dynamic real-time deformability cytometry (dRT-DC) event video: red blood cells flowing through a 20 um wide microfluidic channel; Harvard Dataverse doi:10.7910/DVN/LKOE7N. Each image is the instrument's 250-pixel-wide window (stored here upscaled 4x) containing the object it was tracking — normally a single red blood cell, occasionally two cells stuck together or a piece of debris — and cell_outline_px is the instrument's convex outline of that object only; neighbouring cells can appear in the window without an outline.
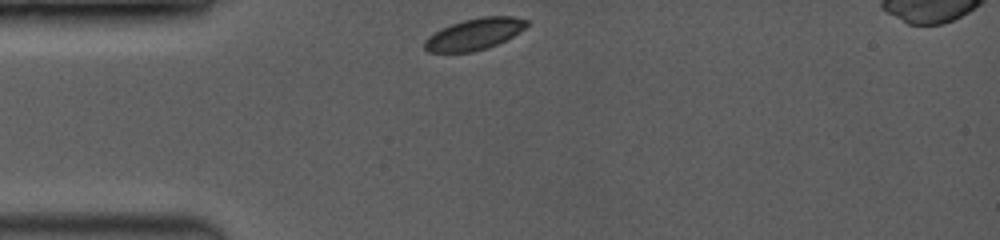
{"species": "common noctule bat (a hibernating species)", "species_latin": "Nyctalus noctula", "temperature_condition": "room temperature", "stored_images_in_passage": 36, "camera_frame_rate_fps": 3500, "um_per_image_px": 0.085, "animal": {"sex": "female", "body_mass_g": 19.0, "forearm_length_mm": 53.3}, "frame": {"image": 1, "passage_image": 1, "time_ms": 0.0, "image_size_px": [1000, 240], "cell_outline_px": [[532, 24], [512, 36], [496, 44], [472, 52], [428, 52], [424, 48], [424, 40], [428, 36], [440, 28], [464, 20], [480, 16], [512, 16], [528, 20]], "centroid_in_image_um": [40.32, 2.88], "position_along_channel_um": 44.7, "area_um2": 18.73}}
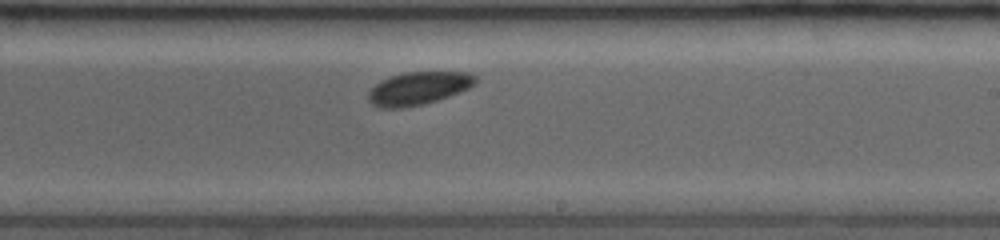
{"frame": {"image": 2, "passage_image": 21, "time_ms": 5.714, "image_size_px": [1000, 240], "cell_outline_px": [[476, 84], [468, 88], [448, 96], [424, 104], [400, 108], [380, 108], [372, 104], [368, 100], [368, 92], [380, 80], [404, 72], [468, 72], [476, 76]], "centroid_in_image_um": [35.55, 7.5], "position_along_channel_um": 253.5, "area_um2": 20.46}}
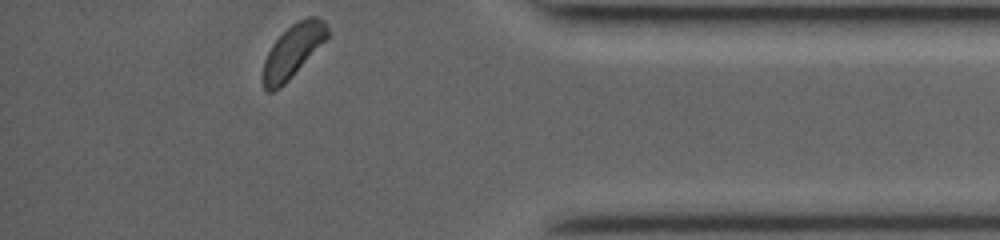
{"frame": {"image": 3, "passage_image": 36, "time_ms": 10.0, "image_size_px": [1000, 240], "cell_outline_px": [[328, 40], [280, 88], [272, 92], [268, 92], [264, 88], [264, 60], [272, 44], [296, 20], [308, 16], [316, 16], [324, 20], [328, 28]], "centroid_in_image_um": [24.94, 4.3], "position_along_channel_um": 410.3, "area_um2": 19.88}}